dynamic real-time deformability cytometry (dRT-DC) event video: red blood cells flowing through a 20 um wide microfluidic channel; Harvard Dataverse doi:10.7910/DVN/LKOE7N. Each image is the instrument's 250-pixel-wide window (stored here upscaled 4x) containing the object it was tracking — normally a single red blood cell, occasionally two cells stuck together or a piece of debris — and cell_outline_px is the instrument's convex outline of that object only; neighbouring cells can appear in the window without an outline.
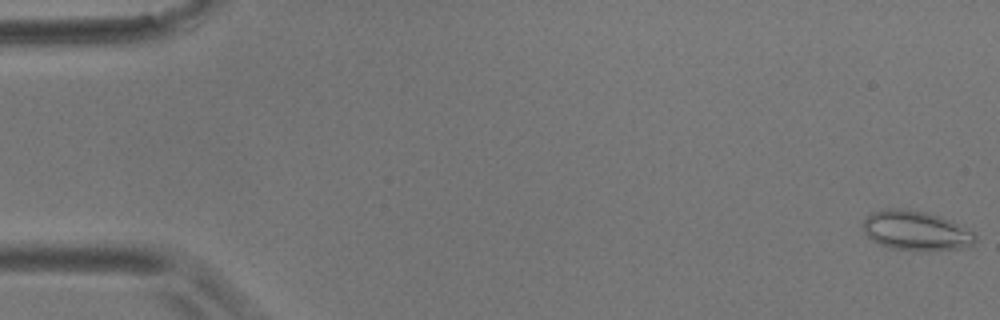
{"species": "common noctule bat (a hibernating species)", "species_latin": "Nyctalus noctula", "temperature_condition": "room temperature", "stored_images_in_passage": 8, "camera_frame_rate_fps": 3000, "um_per_image_px": 0.085, "animal": {"sex": "male", "body_mass_g": 17.9}, "frame": {"image": 1, "passage_image": 1, "time_ms": 0.0, "image_size_px": [1000, 320], "cell_outline_px": [[976, 240], [972, 244], [960, 248], [924, 252], [892, 248], [880, 244], [872, 240], [868, 236], [864, 228], [864, 220], [872, 212], [884, 208], [900, 208], [924, 212], [940, 216], [952, 220], [972, 232], [976, 236]], "centroid_in_image_um": [77.86, 19.61], "position_along_channel_um": 7.1, "area_um2": 25.84}}
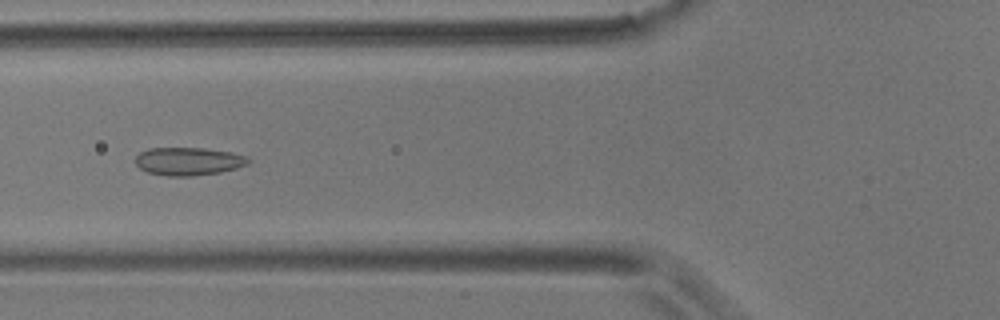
{"frame": {"image": 2, "passage_image": 7, "time_ms": 7.0, "image_size_px": [1000, 320], "cell_outline_px": [[252, 160], [248, 164], [236, 168], [220, 172], [192, 176], [168, 176], [148, 172], [140, 168], [136, 164], [136, 156], [140, 152], [148, 148], [204, 148], [232, 152], [248, 156]], "centroid_in_image_um": [16.05, 13.7], "position_along_channel_um": 109.7, "area_um2": 18.5}}
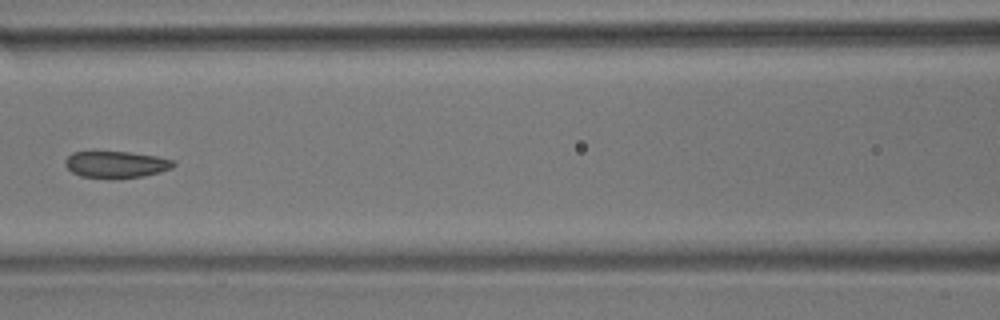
{"frame": {"image": 3, "passage_image": 8, "time_ms": 8.333, "image_size_px": [1000, 320], "cell_outline_px": [[176, 164], [172, 168], [160, 172], [144, 176], [120, 180], [108, 180], [80, 176], [72, 172], [64, 164], [64, 160], [72, 152], [128, 152], [156, 156], [176, 160]], "centroid_in_image_um": [9.88, 14.01], "position_along_channel_um": 156.7, "area_um2": 17.4}}